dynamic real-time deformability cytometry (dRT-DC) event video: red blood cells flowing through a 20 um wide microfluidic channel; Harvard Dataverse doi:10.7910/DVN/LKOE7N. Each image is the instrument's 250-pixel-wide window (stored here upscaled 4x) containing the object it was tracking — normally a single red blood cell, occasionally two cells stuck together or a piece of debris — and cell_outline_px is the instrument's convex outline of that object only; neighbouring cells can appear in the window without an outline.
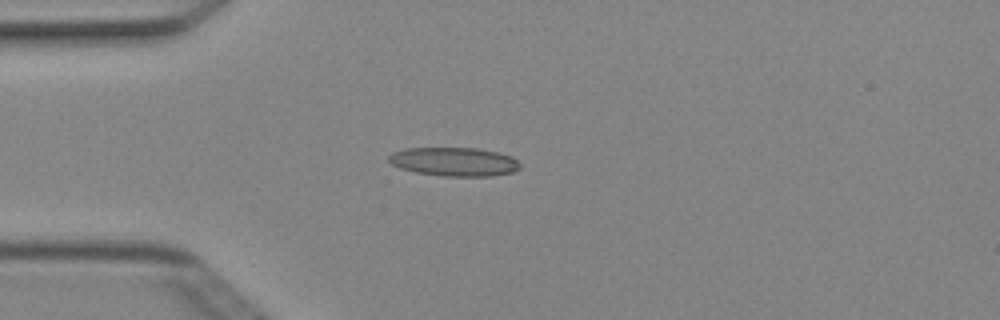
{"species": "Egyptian fruit bat (a non-hibernating species)", "species_latin": "Rousettus aegyptiacus", "temperature_condition": "cold", "stored_images_in_passage": 4, "camera_frame_rate_fps": 3000, "um_per_image_px": 0.085, "animal": {"sex": "female"}, "frame": {"image": 1, "passage_image": 3, "time_ms": 0.667, "image_size_px": [1000, 320], "cell_outline_px": [[520, 168], [512, 172], [492, 176], [444, 176], [416, 172], [400, 168], [392, 164], [388, 160], [388, 156], [392, 152], [404, 148], [476, 148], [496, 152], [512, 156], [520, 164]], "centroid_in_image_um": [38.59, 13.74], "position_along_channel_um": 46.4, "area_um2": 21.96}}